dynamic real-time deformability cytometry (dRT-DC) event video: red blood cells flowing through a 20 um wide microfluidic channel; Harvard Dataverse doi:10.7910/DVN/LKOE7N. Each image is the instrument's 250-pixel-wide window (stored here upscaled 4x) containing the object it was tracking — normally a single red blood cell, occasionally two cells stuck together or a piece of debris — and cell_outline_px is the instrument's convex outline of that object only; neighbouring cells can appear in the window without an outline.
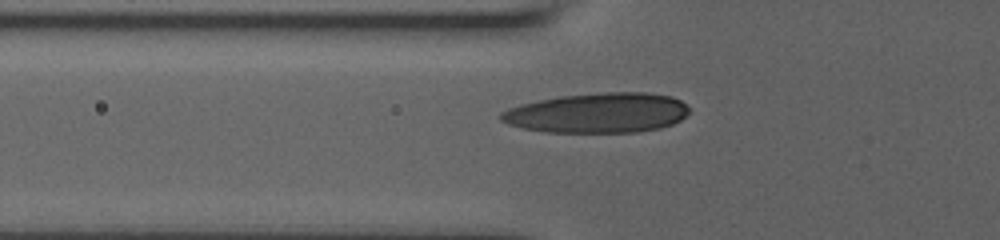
{"species": "human", "species_latin": "Homo sapiens", "temperature_condition": "room temperature", "stored_images_in_passage": 41, "camera_frame_rate_fps": 3000, "um_per_image_px": 0.085, "donor": {"sex": "male"}, "frame": {"image": 1, "passage_image": 12, "time_ms": 3.667, "image_size_px": [1000, 240], "cell_outline_px": [[688, 112], [680, 120], [672, 124], [660, 128], [640, 132], [548, 132], [524, 128], [508, 124], [500, 120], [500, 112], [508, 108], [520, 104], [560, 96], [604, 92], [648, 92], [672, 96], [680, 100], [688, 108]], "centroid_in_image_um": [50.81, 9.59], "position_along_channel_um": 75.0, "area_um2": 43.81}}
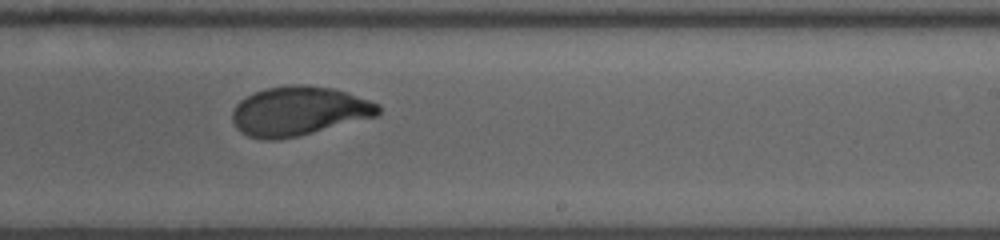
{"frame": {"image": 2, "passage_image": 27, "time_ms": 8.667, "image_size_px": [1000, 240], "cell_outline_px": [[380, 112], [376, 116], [280, 140], [260, 140], [248, 136], [240, 132], [236, 128], [232, 120], [232, 112], [236, 104], [240, 100], [264, 88], [288, 84], [308, 84], [332, 88], [348, 92], [380, 104]], "centroid_in_image_um": [25.37, 9.43], "position_along_channel_um": 263.6, "area_um2": 41.96}}
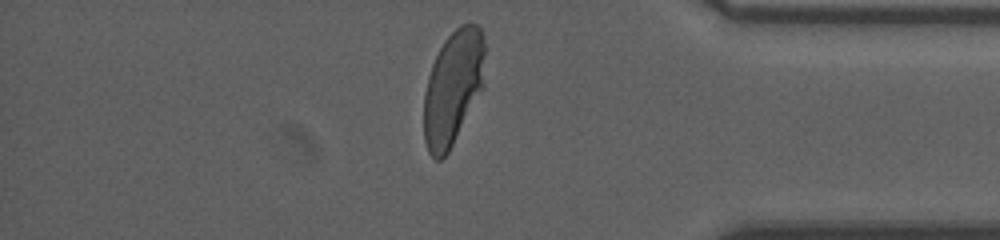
{"frame": {"image": 3, "passage_image": 39, "time_ms": 12.667, "image_size_px": [1000, 240], "cell_outline_px": [[484, 88], [448, 152], [440, 160], [436, 160], [428, 152], [424, 140], [424, 92], [428, 76], [432, 64], [444, 40], [460, 24], [476, 24], [480, 28], [484, 36]], "centroid_in_image_um": [38.51, 7.45], "position_along_channel_um": 396.7, "area_um2": 40.98}, "authors_computed_cell_mechanics": {"area_um2": 41.327, "velocity_mm_per_s": 3.7842, "shape_relaxation_time_tau1_ms": 5.572, "shape_relaxation_time_tau2_ms": 0.873, "deformation_change_tau1": 0.2089, "deformation_change_tau2": 0.0584}}